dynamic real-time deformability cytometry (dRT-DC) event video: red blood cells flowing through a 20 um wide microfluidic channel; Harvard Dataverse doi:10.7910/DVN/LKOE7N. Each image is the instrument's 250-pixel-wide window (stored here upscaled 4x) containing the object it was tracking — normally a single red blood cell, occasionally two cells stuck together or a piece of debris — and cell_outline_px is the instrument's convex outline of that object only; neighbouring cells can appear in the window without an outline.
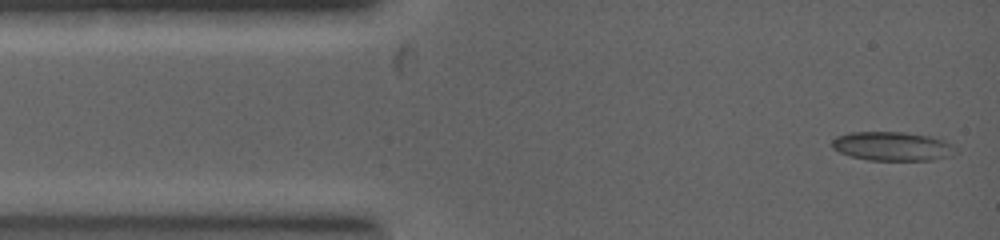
{"species": "common noctule bat (a hibernating species)", "species_latin": "Nyctalus noctula", "temperature_condition": "warm", "stored_images_in_passage": 6, "camera_frame_rate_fps": 5000, "um_per_image_px": 0.085, "animal": {"sex": "female", "body_mass_g": 19.0, "forearm_length_mm": 53.3}, "frame": {"image": 1, "passage_image": 1, "time_ms": 0.0, "image_size_px": [1000, 240], "cell_outline_px": [[960, 152], [952, 156], [932, 160], [868, 160], [848, 156], [832, 148], [832, 140], [836, 136], [848, 132], [904, 132], [932, 136], [944, 140], [960, 148]], "centroid_in_image_um": [75.91, 12.43], "position_along_channel_um": 9.1, "area_um2": 21.39}}
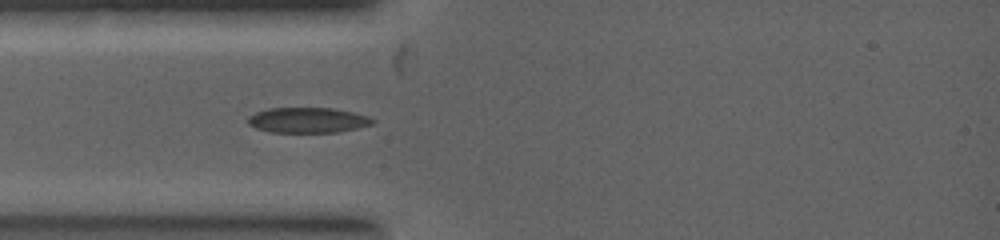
{"frame": {"image": 2, "passage_image": 6, "time_ms": 1.8, "image_size_px": [1000, 240], "cell_outline_px": [[376, 124], [336, 132], [268, 132], [256, 128], [248, 124], [248, 116], [256, 112], [268, 108], [336, 108], [368, 116], [376, 120]], "centroid_in_image_um": [26.17, 10.21], "position_along_channel_um": 58.8, "area_um2": 18.5}}